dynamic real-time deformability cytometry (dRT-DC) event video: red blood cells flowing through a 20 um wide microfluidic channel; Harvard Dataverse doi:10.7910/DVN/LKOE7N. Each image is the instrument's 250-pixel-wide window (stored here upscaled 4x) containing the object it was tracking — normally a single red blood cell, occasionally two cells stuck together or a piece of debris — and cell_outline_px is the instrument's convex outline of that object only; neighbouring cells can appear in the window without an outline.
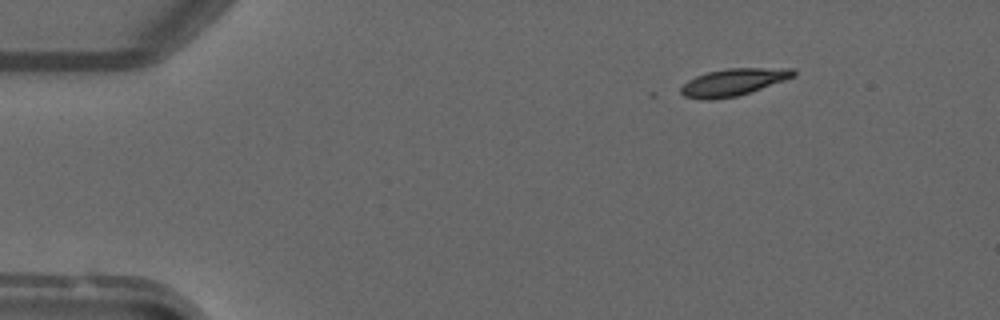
{"species": "common noctule bat (a hibernating species)", "species_latin": "Nyctalus noctula", "temperature_condition": "warm", "stored_images_in_passage": 4, "camera_frame_rate_fps": 3000, "um_per_image_px": 0.085, "animal": {"sex": "male", "forearm_length_mm": 52.5}, "frame": {"image": 1, "passage_image": 1, "time_ms": 0.0, "image_size_px": [1000, 320], "cell_outline_px": [[796, 76], [736, 96], [712, 100], [700, 100], [684, 96], [680, 92], [680, 88], [688, 80], [696, 76], [708, 72], [728, 68], [792, 68], [796, 72]], "centroid_in_image_um": [62.3, 6.98], "position_along_channel_um": 22.7, "area_um2": 17.63}}